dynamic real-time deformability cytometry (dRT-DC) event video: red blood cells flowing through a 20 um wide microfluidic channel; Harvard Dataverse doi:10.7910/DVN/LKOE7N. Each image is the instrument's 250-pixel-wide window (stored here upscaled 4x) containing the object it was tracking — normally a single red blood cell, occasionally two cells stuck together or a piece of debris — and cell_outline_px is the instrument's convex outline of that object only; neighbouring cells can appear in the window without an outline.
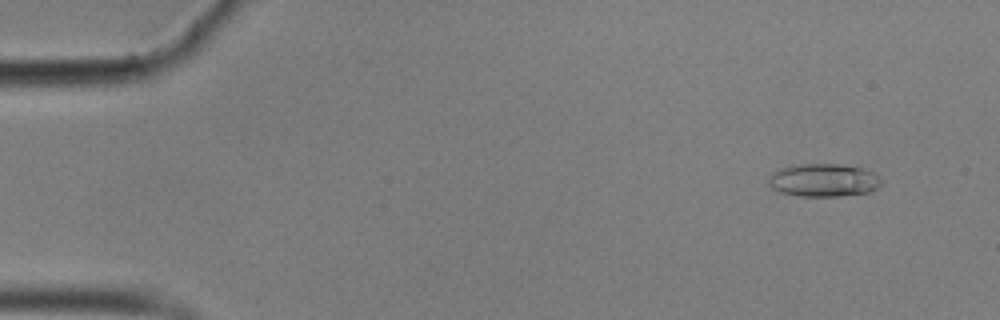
{"species": "common noctule bat (a hibernating species)", "species_latin": "Nyctalus noctula", "temperature_condition": "cold", "stored_images_in_passage": 56, "camera_frame_rate_fps": 3000, "um_per_image_px": 0.085, "animal": {"sex": "male", "body_mass_g": 17.9}, "frame": {"image": 1, "passage_image": 4, "time_ms": 1.0, "image_size_px": [1000, 320], "cell_outline_px": [[884, 180], [880, 188], [868, 192], [840, 196], [800, 196], [780, 192], [772, 188], [768, 184], [768, 180], [780, 168], [796, 164], [840, 164], [864, 168], [880, 176]], "centroid_in_image_um": [70.08, 15.32], "position_along_channel_um": 14.9, "area_um2": 21.85}}
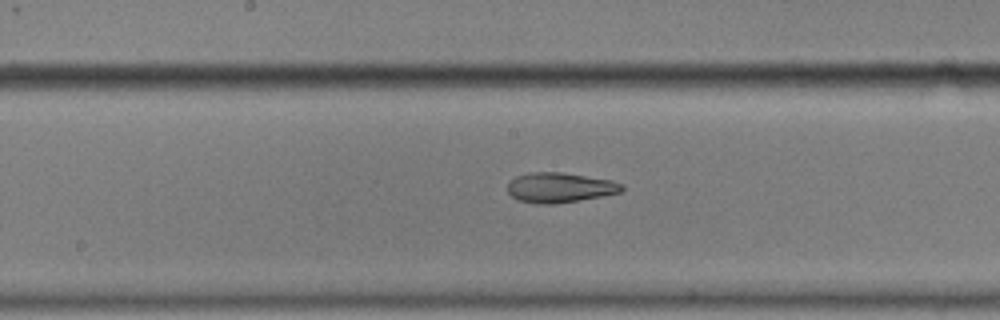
{"frame": {"image": 2, "passage_image": 29, "time_ms": 9.333, "image_size_px": [1000, 320], "cell_outline_px": [[624, 188], [620, 192], [600, 196], [552, 204], [536, 204], [516, 200], [508, 192], [508, 184], [516, 176], [528, 172], [560, 172], [612, 180], [624, 184]], "centroid_in_image_um": [47.55, 15.94], "position_along_channel_um": 200.6, "area_um2": 19.83}}
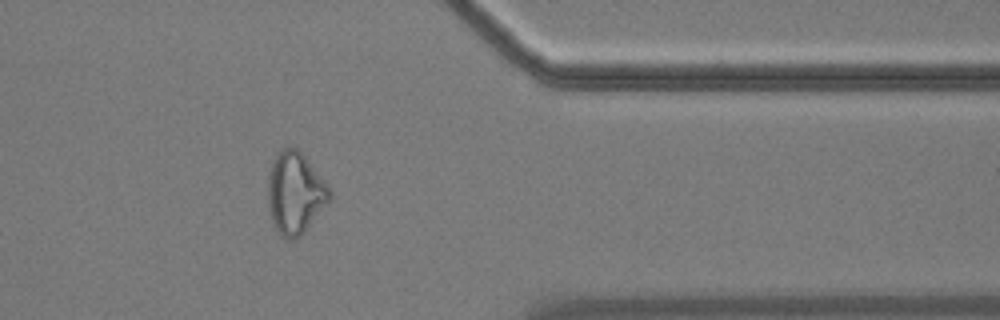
{"frame": {"image": 3, "passage_image": 46, "time_ms": 15.0, "image_size_px": [1000, 320], "cell_outline_px": [[332, 200], [304, 232], [296, 240], [288, 240], [280, 236], [272, 224], [268, 208], [268, 176], [272, 160], [276, 152], [280, 148], [292, 144], [304, 156], [332, 192]], "centroid_in_image_um": [25.06, 16.42], "position_along_channel_um": 386.3, "area_um2": 29.94}, "authors_computed_cell_mechanics": {"area_um2": 21.3282, "velocity_mm_per_s": 3.5216, "shape_relaxation_time_tau1_ms": null, "shape_relaxation_time_tau2_ms": 3.0501, "deformation_change_tau1": null, "deformation_change_tau2": 0.1112}}